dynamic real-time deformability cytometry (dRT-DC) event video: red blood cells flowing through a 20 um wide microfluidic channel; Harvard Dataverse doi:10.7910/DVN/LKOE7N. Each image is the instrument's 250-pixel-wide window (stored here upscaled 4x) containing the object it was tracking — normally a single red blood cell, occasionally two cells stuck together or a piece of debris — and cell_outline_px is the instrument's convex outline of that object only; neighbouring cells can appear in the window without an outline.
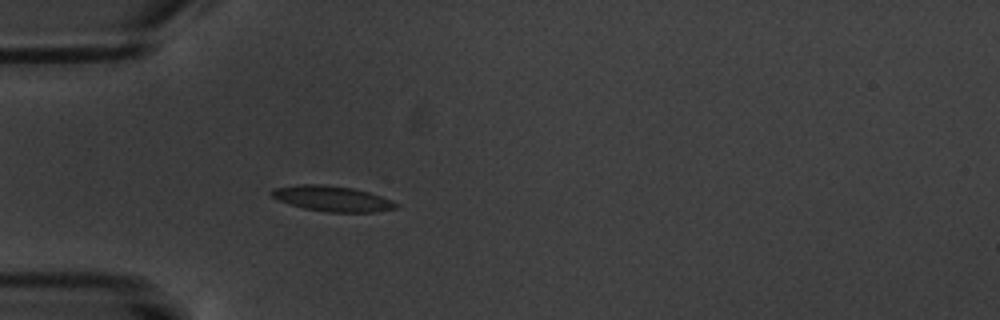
{"species": "common noctule bat (a hibernating species)", "species_latin": "Nyctalus noctula", "temperature_condition": "warm", "stored_images_in_passage": 3, "camera_frame_rate_fps": 3000, "um_per_image_px": 0.085, "animal": {"sex": "male", "body_mass_g": 20.1, "forearm_length_mm": 53.5}, "frame": {"image": 1, "passage_image": 3, "time_ms": 3.333, "image_size_px": [1000, 320], "cell_outline_px": [[400, 204], [396, 208], [376, 212], [328, 212], [304, 208], [280, 200], [272, 196], [268, 192], [272, 188], [300, 184], [320, 184], [352, 188], [368, 192], [392, 200]], "centroid_in_image_um": [28.25, 16.88], "position_along_channel_um": 56.8, "area_um2": 18.32}}